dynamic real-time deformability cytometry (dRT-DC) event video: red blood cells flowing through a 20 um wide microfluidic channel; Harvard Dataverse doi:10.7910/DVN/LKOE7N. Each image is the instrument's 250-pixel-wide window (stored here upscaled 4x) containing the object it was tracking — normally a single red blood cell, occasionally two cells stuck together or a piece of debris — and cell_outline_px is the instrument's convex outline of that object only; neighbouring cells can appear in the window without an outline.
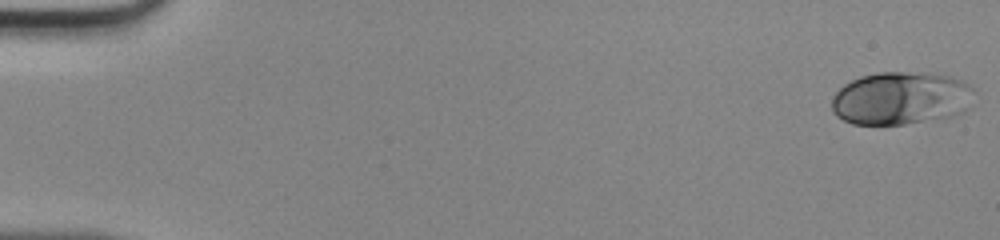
{"species": "human", "species_latin": "Homo sapiens", "temperature_condition": "room temperature", "stored_images_in_passage": 48, "camera_frame_rate_fps": 3000, "um_per_image_px": 0.085, "donor": {"sex": "male"}, "frame": {"image": 1, "passage_image": 1, "time_ms": 0.0, "image_size_px": [1000, 240], "cell_outline_px": [[972, 88], [964, 112], [952, 116], [904, 124], [852, 124], [836, 116], [832, 112], [832, 96], [844, 84], [860, 76], [876, 72], [924, 72], [948, 76], [964, 80]], "centroid_in_image_um": [76.51, 8.34], "position_along_channel_um": 8.5, "area_um2": 43.75}}
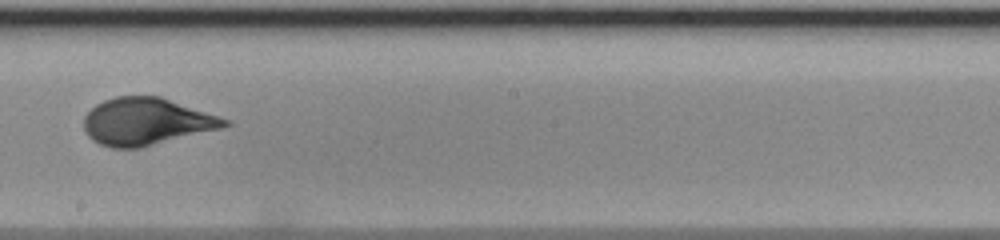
{"frame": {"image": 2, "passage_image": 28, "time_ms": 9.0, "image_size_px": [1000, 240], "cell_outline_px": [[232, 124], [224, 128], [140, 148], [112, 148], [100, 144], [92, 140], [84, 132], [84, 116], [96, 104], [104, 100], [116, 96], [160, 96], [232, 120]], "centroid_in_image_um": [12.47, 10.34], "position_along_channel_um": 235.7, "area_um2": 39.07}}
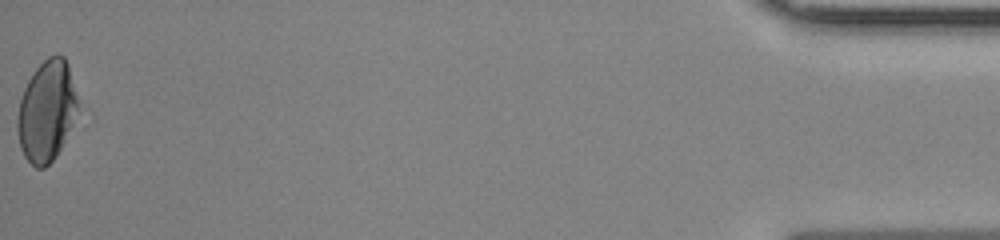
{"frame": {"image": 3, "passage_image": 48, "time_ms": 15.667, "image_size_px": [1000, 240], "cell_outline_px": [[76, 108], [72, 124], [56, 156], [44, 168], [36, 168], [24, 156], [20, 148], [16, 128], [16, 120], [20, 100], [24, 88], [28, 80], [36, 68], [48, 56], [64, 56], [68, 64], [76, 96]], "centroid_in_image_um": [3.91, 9.45], "position_along_channel_um": 431.3, "area_um2": 34.91}}